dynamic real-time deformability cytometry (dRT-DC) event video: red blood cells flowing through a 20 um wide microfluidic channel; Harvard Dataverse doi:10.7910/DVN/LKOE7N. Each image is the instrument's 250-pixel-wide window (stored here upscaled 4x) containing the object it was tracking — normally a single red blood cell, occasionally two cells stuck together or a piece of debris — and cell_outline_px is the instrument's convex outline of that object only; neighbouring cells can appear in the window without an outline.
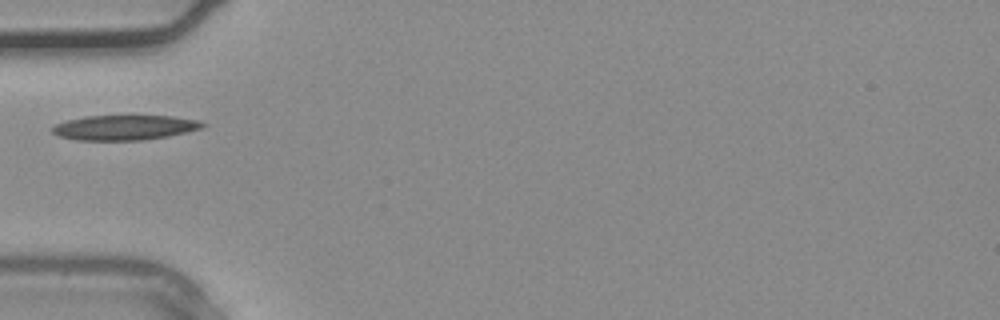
{"species": "common noctule bat (a hibernating species)", "species_latin": "Nyctalus noctula", "temperature_condition": "warm", "stored_images_in_passage": 25, "camera_frame_rate_fps": 3000, "um_per_image_px": 0.085, "animal": {"sex": "male", "body_mass_g": 20.4}, "frame": {"image": 1, "passage_image": 1, "time_ms": 0.0, "image_size_px": [1000, 320], "cell_outline_px": [[208, 124], [204, 128], [188, 132], [168, 136], [144, 140], [76, 140], [60, 136], [52, 132], [52, 128], [56, 124], [68, 120], [84, 116], [172, 116], [200, 120]], "centroid_in_image_um": [10.66, 10.84], "position_along_channel_um": 74.3, "area_um2": 21.91}}